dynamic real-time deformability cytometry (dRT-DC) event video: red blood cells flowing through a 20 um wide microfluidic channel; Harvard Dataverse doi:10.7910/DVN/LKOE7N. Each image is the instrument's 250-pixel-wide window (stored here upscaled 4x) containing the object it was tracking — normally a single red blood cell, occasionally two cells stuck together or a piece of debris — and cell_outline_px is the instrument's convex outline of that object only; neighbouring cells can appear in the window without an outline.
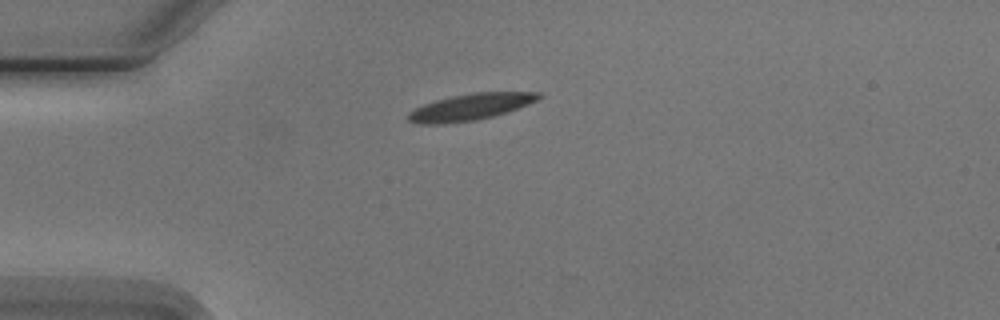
{"species": "Egyptian fruit bat (a non-hibernating species)", "species_latin": "Rousettus aegyptiacus", "temperature_condition": "cold", "stored_images_in_passage": 2, "camera_frame_rate_fps": 3000, "um_per_image_px": 0.085, "animal": {"sex": "male"}, "frame": {"image": 1, "passage_image": 1, "time_ms": 0.0, "image_size_px": [1000, 320], "cell_outline_px": [[544, 96], [528, 104], [492, 116], [476, 120], [440, 124], [420, 124], [408, 120], [408, 112], [424, 104], [436, 100], [452, 96], [472, 92], [540, 92]], "centroid_in_image_um": [39.98, 9.08], "position_along_channel_um": 45.0, "area_um2": 19.88}}